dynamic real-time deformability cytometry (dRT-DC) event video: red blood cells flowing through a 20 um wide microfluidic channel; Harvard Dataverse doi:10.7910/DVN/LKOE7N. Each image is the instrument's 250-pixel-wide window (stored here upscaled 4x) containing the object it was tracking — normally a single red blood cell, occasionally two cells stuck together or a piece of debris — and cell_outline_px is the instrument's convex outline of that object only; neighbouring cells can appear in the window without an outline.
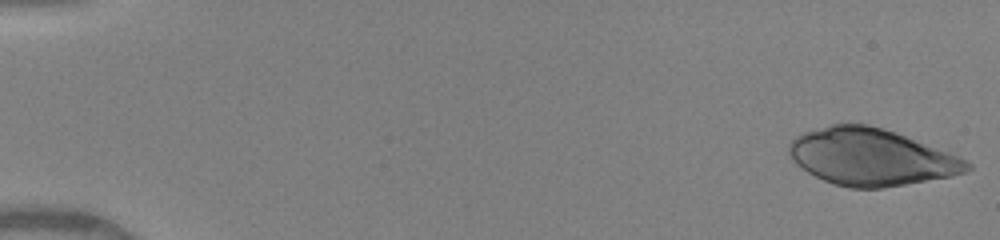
{"species": "human", "species_latin": "Homo sapiens", "temperature_condition": "warm", "stored_images_in_passage": 49, "camera_frame_rate_fps": 3000, "um_per_image_px": 0.085, "donor": {"sex": "female"}, "frame": {"image": 1, "passage_image": 1, "time_ms": 0.0, "image_size_px": [1000, 240], "cell_outline_px": [[972, 168], [968, 172], [952, 176], [884, 188], [848, 188], [824, 180], [808, 172], [796, 164], [792, 160], [788, 152], [788, 144], [796, 136], [804, 132], [832, 124], [868, 124], [884, 128], [960, 156], [968, 160], [972, 164]], "centroid_in_image_um": [74.07, 13.35], "position_along_channel_um": 10.9, "area_um2": 59.01}}
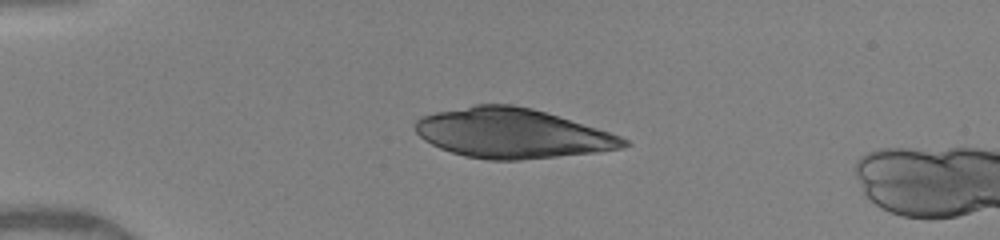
{"frame": {"image": 2, "passage_image": 12, "time_ms": 3.667, "image_size_px": [1000, 240], "cell_outline_px": [[632, 144], [624, 148], [596, 152], [520, 160], [488, 160], [464, 156], [440, 148], [424, 140], [416, 132], [416, 120], [420, 116], [436, 112], [476, 104], [512, 104], [532, 108], [596, 128], [620, 136], [628, 140]], "centroid_in_image_um": [43.52, 11.33], "position_along_channel_um": 41.5, "area_um2": 60.0}}